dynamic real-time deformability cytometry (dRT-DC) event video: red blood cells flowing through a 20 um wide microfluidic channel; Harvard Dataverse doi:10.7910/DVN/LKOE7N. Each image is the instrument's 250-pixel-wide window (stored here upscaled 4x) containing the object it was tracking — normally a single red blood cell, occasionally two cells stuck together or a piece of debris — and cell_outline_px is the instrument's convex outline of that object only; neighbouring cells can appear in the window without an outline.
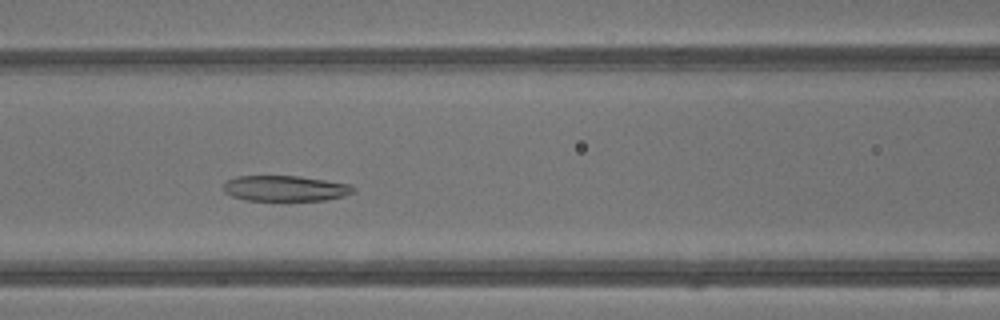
{"species": "common noctule bat (a hibernating species)", "species_latin": "Nyctalus noctula", "temperature_condition": "warm", "stored_images_in_passage": 39, "camera_frame_rate_fps": 3000, "um_per_image_px": 0.085, "animal": {"sex": "male", "body_mass_g": 13.3}, "frame": {"image": 1, "passage_image": 15, "time_ms": 4.667, "image_size_px": [1000, 320], "cell_outline_px": [[356, 192], [344, 196], [324, 200], [244, 200], [232, 196], [224, 192], [224, 184], [228, 180], [236, 176], [300, 176], [348, 184], [356, 188]], "centroid_in_image_um": [24.25, 16.01], "position_along_channel_um": 142.3, "area_um2": 19.31}}
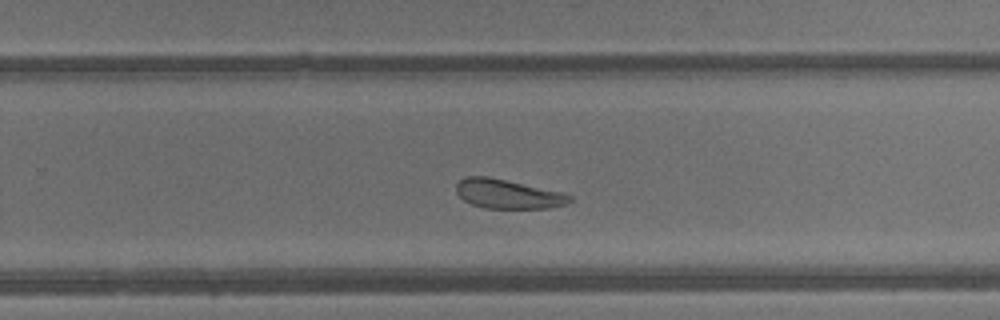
{"frame": {"image": 2, "passage_image": 24, "time_ms": 7.667, "image_size_px": [1000, 320], "cell_outline_px": [[572, 200], [568, 204], [548, 208], [484, 208], [472, 204], [464, 200], [456, 192], [456, 184], [460, 180], [468, 176], [488, 176], [560, 192], [572, 196]], "centroid_in_image_um": [43.16, 16.49], "position_along_channel_um": 286.6, "area_um2": 19.13}}
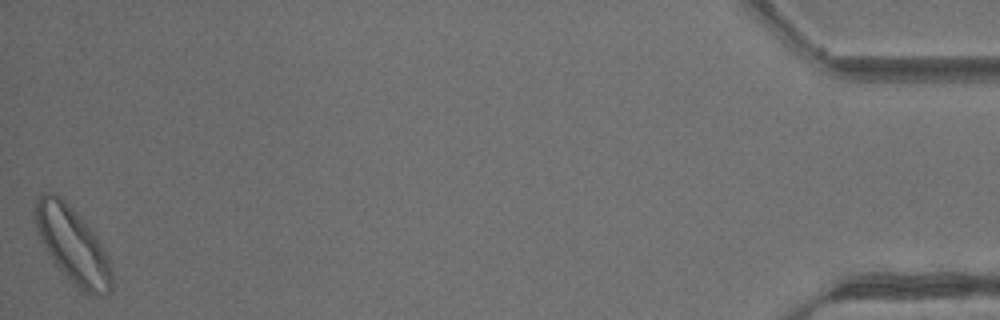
{"frame": {"image": 3, "passage_image": 39, "time_ms": 12.667, "image_size_px": [1000, 320], "cell_outline_px": [[112, 292], [104, 296], [96, 296], [84, 292], [56, 264], [48, 252], [40, 236], [32, 212], [36, 196], [40, 192], [52, 192], [64, 200], [80, 216], [96, 236], [108, 256], [112, 268]], "centroid_in_image_um": [6.18, 20.8], "position_along_channel_um": 429.0, "area_um2": 33.58}, "authors_computed_cell_mechanics": {"area_um2": 23.7558, "velocity_mm_per_s": 4.828, "shape_relaxation_time_tau1_ms": 8.3851, "shape_relaxation_time_tau2_ms": 4.2767, "deformation_change_tau1": 0.1695, "deformation_change_tau2": 0.1319}}